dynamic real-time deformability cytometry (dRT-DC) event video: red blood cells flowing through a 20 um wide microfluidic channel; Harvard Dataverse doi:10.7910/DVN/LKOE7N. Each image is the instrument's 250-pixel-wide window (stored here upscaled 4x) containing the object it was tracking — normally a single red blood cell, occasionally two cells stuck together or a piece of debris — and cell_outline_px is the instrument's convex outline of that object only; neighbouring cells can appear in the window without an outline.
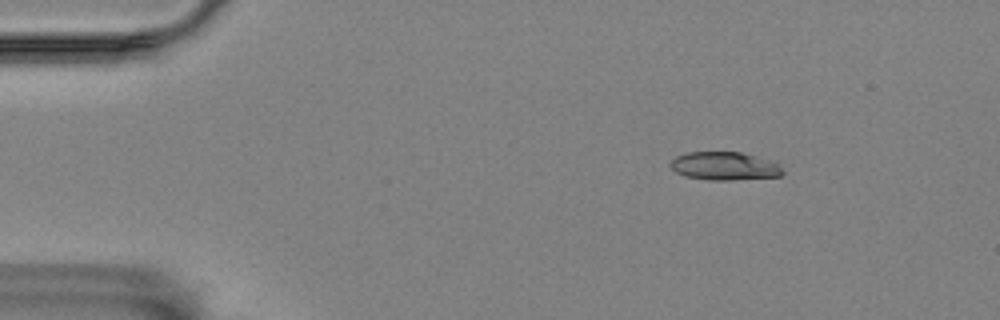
{"species": "Egyptian fruit bat (a non-hibernating species)", "species_latin": "Rousettus aegyptiacus", "temperature_condition": "room temperature", "stored_images_in_passage": 10, "camera_frame_rate_fps": 3000, "um_per_image_px": 0.085, "animal": {"sex": "female"}, "frame": {"image": 1, "passage_image": 2, "time_ms": 1.0, "image_size_px": [1000, 320], "cell_outline_px": [[784, 172], [780, 176], [732, 180], [708, 180], [684, 176], [676, 172], [668, 164], [676, 156], [688, 152], [740, 152], [756, 156], [768, 160], [776, 164]], "centroid_in_image_um": [61.53, 14.12], "position_along_channel_um": 23.5, "area_um2": 18.32}}
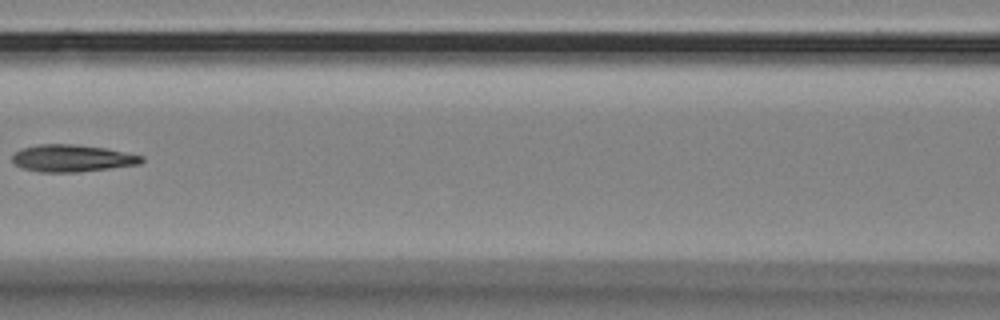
{"frame": {"image": 2, "passage_image": 7, "time_ms": 7.0, "image_size_px": [1000, 320], "cell_outline_px": [[144, 160], [140, 164], [76, 172], [40, 172], [24, 168], [16, 164], [12, 160], [12, 156], [20, 148], [40, 144], [76, 144], [104, 148], [144, 156]], "centroid_in_image_um": [6.12, 13.44], "position_along_channel_um": 160.5, "area_um2": 20.23}}
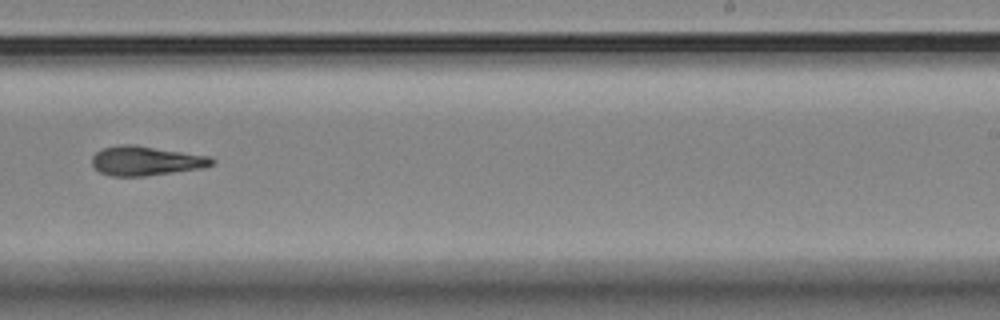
{"frame": {"image": 3, "passage_image": 10, "time_ms": 10.333, "image_size_px": [1000, 320], "cell_outline_px": [[216, 160], [212, 164], [204, 168], [144, 176], [112, 176], [100, 172], [92, 164], [92, 156], [96, 152], [104, 148], [120, 144], [136, 144], [212, 156]], "centroid_in_image_um": [12.45, 13.65], "position_along_channel_um": 276.6, "area_um2": 20.75}}